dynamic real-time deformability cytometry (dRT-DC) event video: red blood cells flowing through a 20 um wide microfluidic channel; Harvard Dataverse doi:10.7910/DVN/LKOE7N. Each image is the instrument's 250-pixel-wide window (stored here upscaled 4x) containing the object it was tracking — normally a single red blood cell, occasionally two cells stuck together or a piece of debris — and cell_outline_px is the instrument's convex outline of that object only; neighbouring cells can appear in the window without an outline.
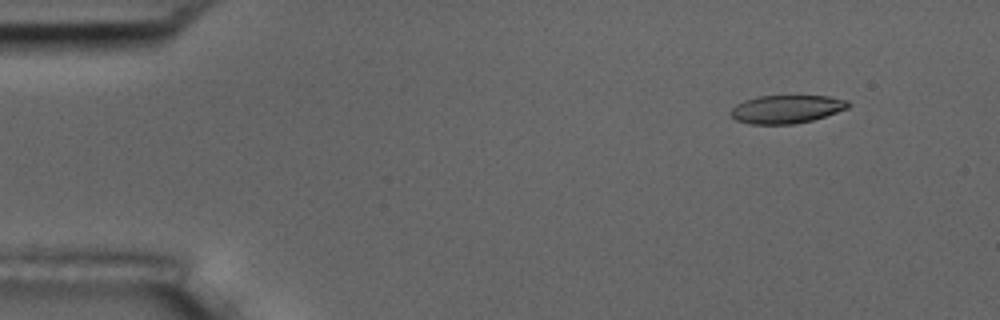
{"species": "common noctule bat (a hibernating species)", "species_latin": "Nyctalus noctula", "temperature_condition": "room temperature", "stored_images_in_passage": 4, "camera_frame_rate_fps": 3000, "um_per_image_px": 0.085, "animal": {"sex": "male", "body_mass_g": 17.5, "forearm_length_mm": 52.3}, "frame": {"image": 1, "passage_image": 2, "time_ms": 1.0, "image_size_px": [1000, 320], "cell_outline_px": [[852, 104], [848, 108], [812, 120], [796, 124], [748, 124], [736, 120], [732, 116], [732, 108], [736, 104], [744, 100], [756, 96], [828, 96], [848, 100]], "centroid_in_image_um": [66.86, 9.27], "position_along_channel_um": 18.1, "area_um2": 19.31}}